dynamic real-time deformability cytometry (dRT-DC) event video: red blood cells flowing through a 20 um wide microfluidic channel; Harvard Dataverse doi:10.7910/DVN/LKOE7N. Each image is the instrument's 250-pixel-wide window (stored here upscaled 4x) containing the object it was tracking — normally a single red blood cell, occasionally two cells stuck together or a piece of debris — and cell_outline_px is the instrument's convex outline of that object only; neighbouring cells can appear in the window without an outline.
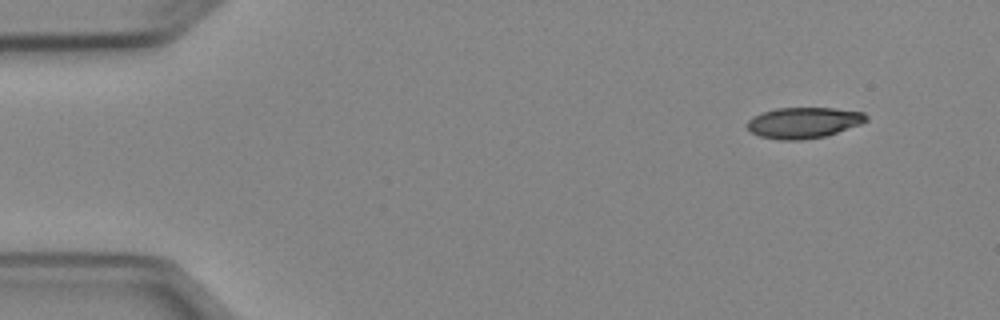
{"species": "Egyptian fruit bat (a non-hibernating species)", "species_latin": "Rousettus aegyptiacus", "temperature_condition": "cold", "stored_images_in_passage": 46, "camera_frame_rate_fps": 3000, "um_per_image_px": 0.085, "animal": {"sex": "female"}, "frame": {"image": 1, "passage_image": 1, "time_ms": 0.0, "image_size_px": [1000, 320], "cell_outline_px": [[868, 120], [860, 124], [824, 136], [804, 140], [780, 140], [760, 136], [752, 132], [748, 128], [748, 120], [752, 116], [776, 108], [832, 108], [864, 112], [868, 116]], "centroid_in_image_um": [68.31, 10.42], "position_along_channel_um": 16.7, "area_um2": 21.27}}
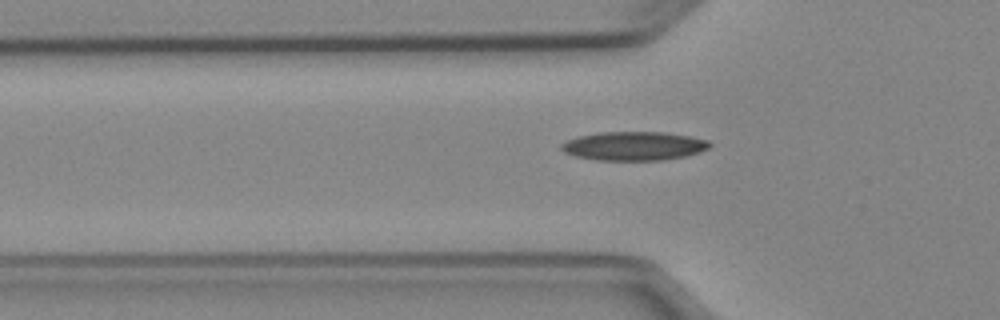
{"frame": {"image": 2, "passage_image": 13, "time_ms": 4.0, "image_size_px": [1000, 320], "cell_outline_px": [[712, 144], [708, 148], [684, 156], [664, 160], [596, 160], [576, 156], [564, 152], [560, 148], [560, 144], [568, 140], [580, 136], [600, 132], [664, 132], [688, 136], [708, 140]], "centroid_in_image_um": [53.86, 12.41], "position_along_channel_um": 71.9, "area_um2": 24.68}}
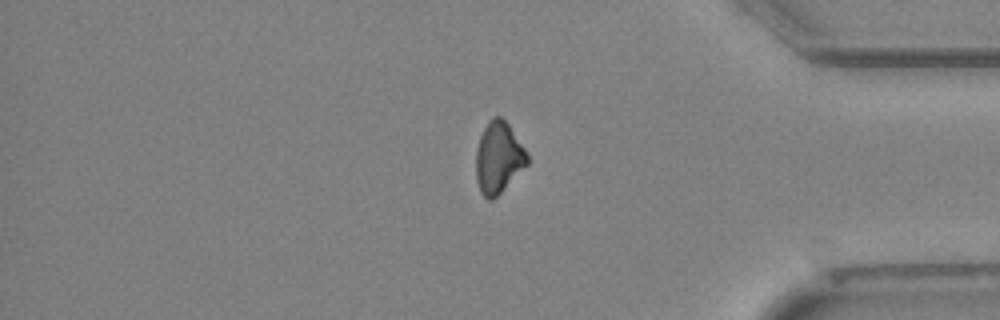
{"frame": {"image": 3, "passage_image": 39, "time_ms": 12.667, "image_size_px": [1000, 320], "cell_outline_px": [[528, 164], [492, 200], [488, 200], [480, 192], [476, 180], [476, 148], [480, 136], [484, 128], [492, 116], [500, 116], [508, 124], [524, 148], [528, 156]], "centroid_in_image_um": [42.35, 13.4], "position_along_channel_um": 392.9, "area_um2": 21.1}}